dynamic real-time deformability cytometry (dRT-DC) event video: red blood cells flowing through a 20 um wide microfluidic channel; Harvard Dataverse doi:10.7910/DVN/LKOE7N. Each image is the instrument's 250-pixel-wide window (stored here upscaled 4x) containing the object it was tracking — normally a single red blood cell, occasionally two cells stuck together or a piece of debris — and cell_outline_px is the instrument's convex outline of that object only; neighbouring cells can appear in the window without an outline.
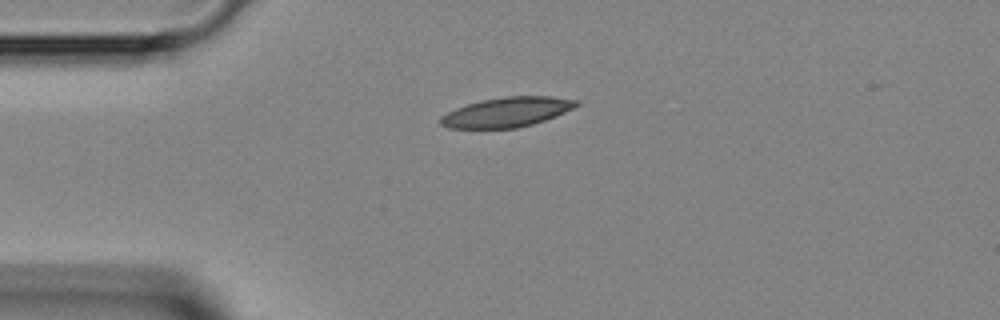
{"species": "Egyptian fruit bat (a non-hibernating species)", "species_latin": "Rousettus aegyptiacus", "temperature_condition": "room temperature", "stored_images_in_passage": 9, "camera_frame_rate_fps": 3000, "um_per_image_px": 0.085, "animal": {"sex": "female"}, "frame": {"image": 1, "passage_image": 1, "time_ms": 0.0, "image_size_px": [1000, 320], "cell_outline_px": [[580, 104], [556, 116], [532, 124], [516, 128], [448, 128], [440, 124], [440, 116], [456, 108], [480, 100], [504, 96], [552, 96], [580, 100]], "centroid_in_image_um": [43.09, 9.52], "position_along_channel_um": 41.9, "area_um2": 23.52}}
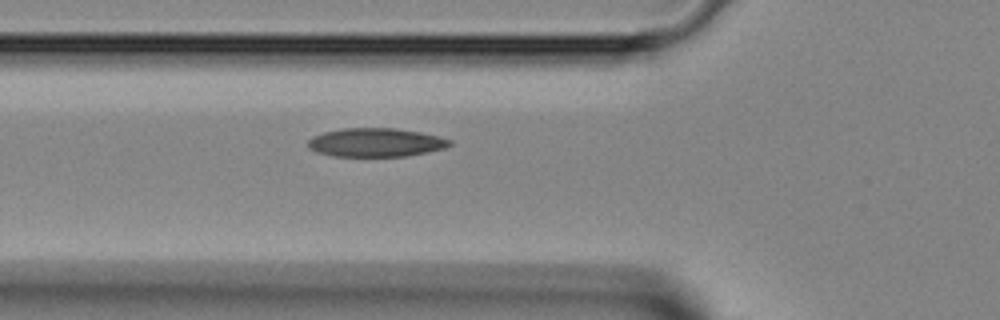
{"frame": {"image": 2, "passage_image": 6, "time_ms": 1.667, "image_size_px": [1000, 320], "cell_outline_px": [[452, 144], [444, 148], [428, 152], [404, 156], [332, 156], [316, 152], [308, 148], [308, 140], [312, 136], [324, 132], [340, 128], [396, 128], [420, 132], [440, 136], [452, 140]], "centroid_in_image_um": [31.93, 12.1], "position_along_channel_um": 93.9, "area_um2": 23.81}}
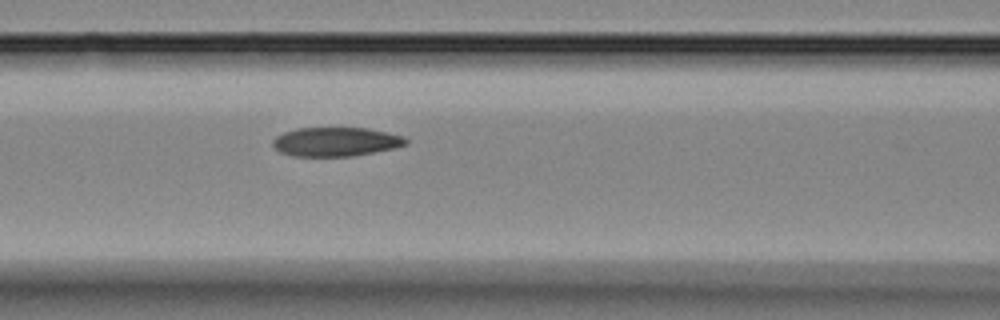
{"frame": {"image": 3, "passage_image": 9, "time_ms": 2.667, "image_size_px": [1000, 320], "cell_outline_px": [[408, 144], [396, 148], [352, 156], [292, 156], [280, 152], [272, 144], [272, 140], [276, 136], [284, 132], [296, 128], [368, 128], [388, 132], [404, 136], [408, 140]], "centroid_in_image_um": [28.57, 12.05], "position_along_channel_um": 138.0, "area_um2": 22.66}}